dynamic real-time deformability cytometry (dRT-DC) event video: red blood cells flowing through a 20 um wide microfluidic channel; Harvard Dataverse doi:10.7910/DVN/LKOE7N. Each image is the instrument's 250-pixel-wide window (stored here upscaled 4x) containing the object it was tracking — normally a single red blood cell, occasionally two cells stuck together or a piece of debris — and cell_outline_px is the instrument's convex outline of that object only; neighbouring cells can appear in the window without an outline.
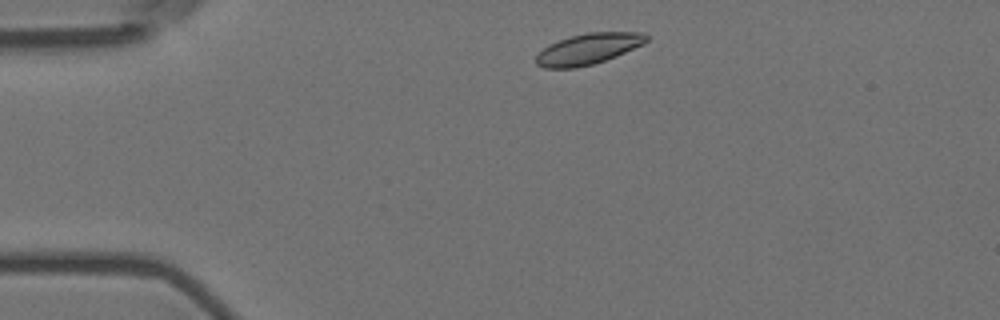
{"species": "Egyptian fruit bat (a non-hibernating species)", "species_latin": "Rousettus aegyptiacus", "temperature_condition": "room temperature", "stored_images_in_passage": 9, "camera_frame_rate_fps": 3000, "um_per_image_px": 0.085, "animal": {"sex": "female"}, "frame": {"image": 1, "passage_image": 1, "time_ms": 0.0, "image_size_px": [1000, 320], "cell_outline_px": [[648, 40], [644, 44], [616, 56], [592, 64], [576, 68], [544, 68], [536, 64], [536, 56], [548, 44], [572, 36], [588, 32], [644, 32], [648, 36]], "centroid_in_image_um": [50.02, 4.15], "position_along_channel_um": 35.0, "area_um2": 19.77}}
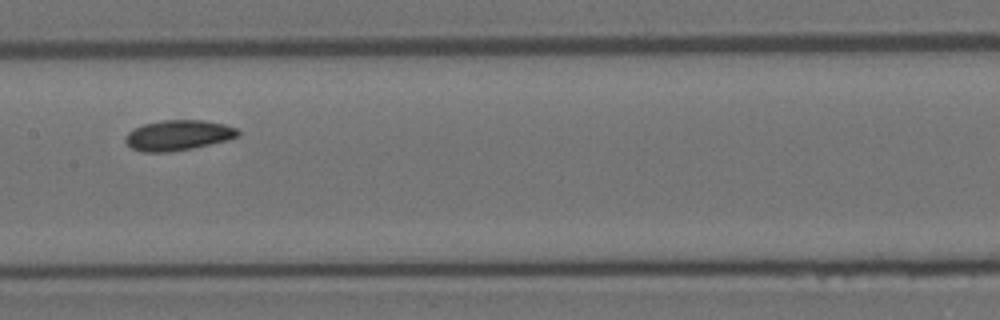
{"frame": {"image": 2, "passage_image": 6, "time_ms": 1.667, "image_size_px": [1000, 320], "cell_outline_px": [[240, 136], [228, 140], [192, 148], [168, 152], [144, 152], [132, 148], [124, 140], [128, 132], [144, 124], [164, 120], [204, 120], [224, 124], [236, 128], [240, 132]], "centroid_in_image_um": [15.18, 11.49], "position_along_channel_um": 192.2, "area_um2": 19.77}}
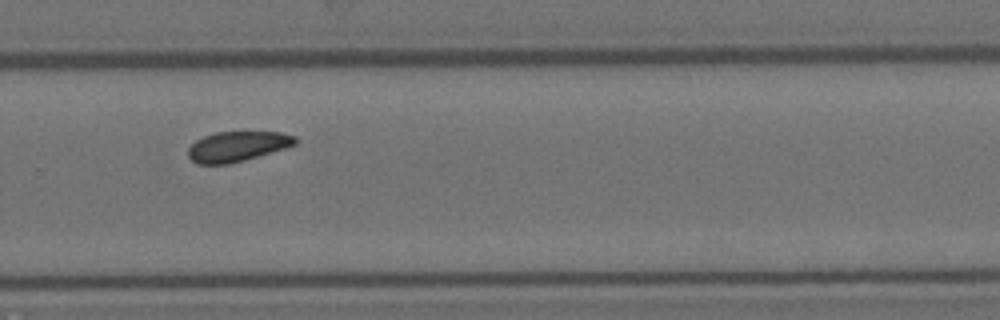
{"frame": {"image": 3, "passage_image": 9, "time_ms": 2.667, "image_size_px": [1000, 320], "cell_outline_px": [[296, 144], [284, 148], [244, 160], [228, 164], [196, 164], [188, 156], [188, 148], [196, 140], [204, 136], [216, 132], [280, 132], [296, 136]], "centroid_in_image_um": [20.14, 12.44], "position_along_channel_um": 309.7, "area_um2": 18.61}}